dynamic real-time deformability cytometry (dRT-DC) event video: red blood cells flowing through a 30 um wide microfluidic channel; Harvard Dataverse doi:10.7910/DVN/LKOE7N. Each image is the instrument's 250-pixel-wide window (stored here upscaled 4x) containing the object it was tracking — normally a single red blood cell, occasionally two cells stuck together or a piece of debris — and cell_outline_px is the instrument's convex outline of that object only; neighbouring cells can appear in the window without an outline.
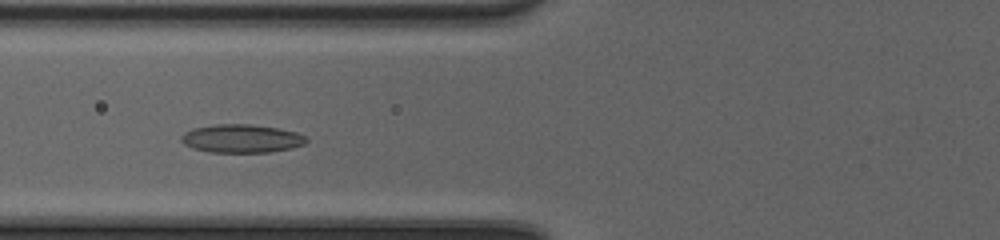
{"species": "common noctule bat (a hibernating species)", "species_latin": "Nyctalus noctula", "temperature_condition": "cold", "stored_images_in_passage": 40, "camera_frame_rate_fps": 3000, "um_per_image_px": 0.085, "animal": {"sex": "female", "body_mass_g": 20.0, "forearm_length_mm": 54.0}, "frame": {"image": 1, "passage_image": 11, "time_ms": 3.333, "image_size_px": [1000, 240], "cell_outline_px": [[308, 140], [304, 144], [292, 148], [268, 152], [208, 152], [184, 144], [180, 140], [180, 136], [184, 132], [196, 128], [216, 124], [248, 124], [276, 128], [296, 132], [304, 136]], "centroid_in_image_um": [20.52, 11.78], "position_along_channel_um": 105.3, "area_um2": 20.4}}
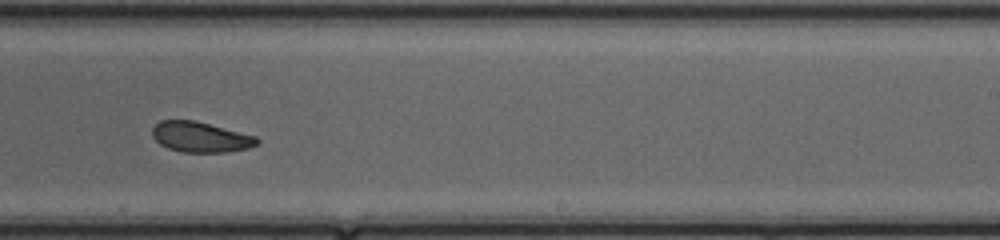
{"frame": {"image": 2, "passage_image": 23, "time_ms": 7.333, "image_size_px": [1000, 240], "cell_outline_px": [[260, 140], [256, 144], [248, 148], [228, 152], [180, 152], [168, 148], [160, 144], [152, 136], [152, 128], [160, 120], [196, 120], [256, 136]], "centroid_in_image_um": [17.03, 11.64], "position_along_channel_um": 272.0, "area_um2": 18.61}}
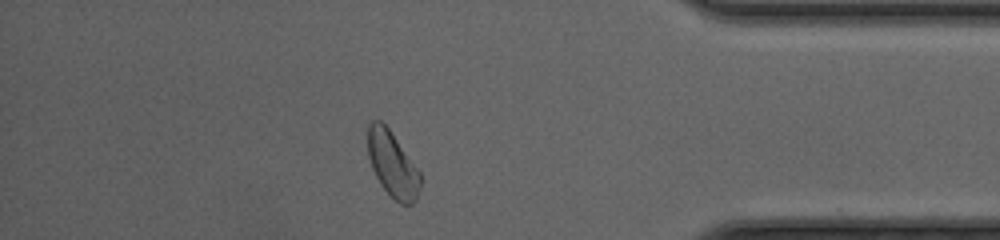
{"frame": {"image": 3, "passage_image": 34, "time_ms": 11.0, "image_size_px": [1000, 240], "cell_outline_px": [[420, 188], [416, 200], [412, 204], [400, 204], [380, 184], [372, 168], [368, 156], [368, 124], [372, 120], [380, 120], [388, 128], [420, 172]], "centroid_in_image_um": [33.35, 13.97], "position_along_channel_um": 401.8, "area_um2": 19.71}, "authors_computed_cell_mechanics": {"area_um2": 19.3919, "velocity_mm_per_s": 4.172, "shape_relaxation_time_tau1_ms": 3.2725, "shape_relaxation_time_tau2_ms": 10.1662, "deformation_change_tau1": 0.0899, "deformation_change_tau2": 0.1755}}